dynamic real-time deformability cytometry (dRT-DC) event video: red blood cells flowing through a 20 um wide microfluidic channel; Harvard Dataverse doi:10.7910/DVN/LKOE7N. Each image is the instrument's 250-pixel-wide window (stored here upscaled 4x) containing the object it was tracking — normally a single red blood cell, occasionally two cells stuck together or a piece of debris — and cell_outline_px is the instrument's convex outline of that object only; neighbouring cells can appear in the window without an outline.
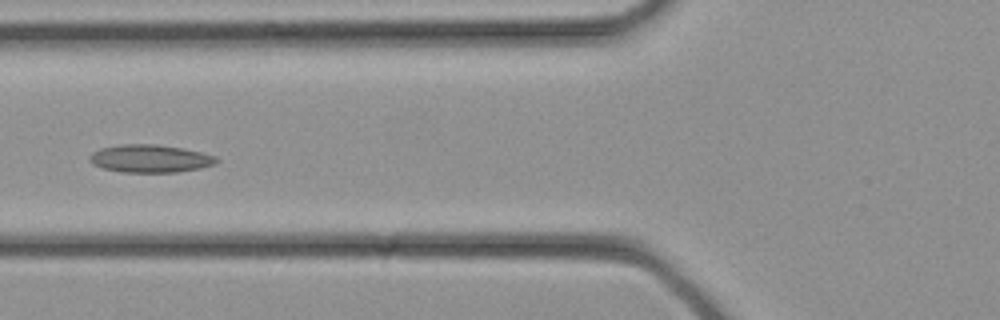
{"species": "common noctule bat (a hibernating species)", "species_latin": "Nyctalus noctula", "temperature_condition": "cold", "stored_images_in_passage": 34, "camera_frame_rate_fps": 3000, "um_per_image_px": 0.085, "animal": {"sex": "female", "body_mass_g": 21.9}, "frame": {"image": 1, "passage_image": 13, "time_ms": 4.0, "image_size_px": [1000, 320], "cell_outline_px": [[220, 160], [212, 164], [200, 168], [176, 172], [124, 172], [104, 168], [92, 164], [88, 160], [88, 156], [92, 152], [100, 148], [120, 144], [156, 144], [184, 148], [216, 156]], "centroid_in_image_um": [12.73, 13.47], "position_along_channel_um": 113.1, "area_um2": 20.58}}
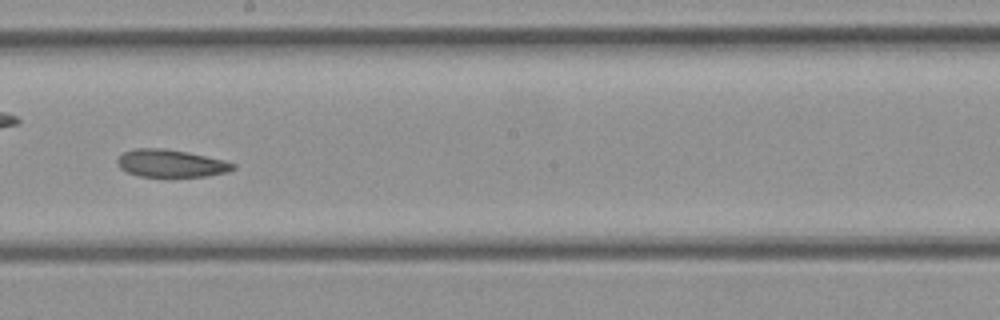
{"frame": {"image": 2, "passage_image": 19, "time_ms": 6.0, "image_size_px": [1000, 320], "cell_outline_px": [[236, 168], [228, 172], [208, 176], [140, 176], [128, 172], [120, 168], [116, 164], [116, 160], [124, 152], [132, 148], [164, 148], [188, 152], [224, 160], [236, 164]], "centroid_in_image_um": [14.53, 13.87], "position_along_channel_um": 233.7, "area_um2": 18.61}}
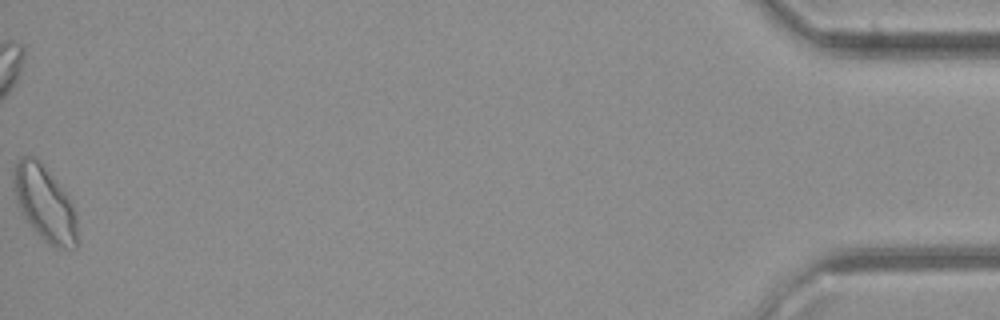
{"frame": {"image": 3, "passage_image": 34, "time_ms": 11.0, "image_size_px": [1000, 320], "cell_outline_px": [[76, 248], [56, 248], [48, 244], [28, 224], [20, 212], [16, 204], [12, 188], [12, 172], [20, 156], [36, 156], [40, 160], [68, 196], [76, 216]], "centroid_in_image_um": [3.73, 17.26], "position_along_channel_um": 431.5, "area_um2": 28.15}}